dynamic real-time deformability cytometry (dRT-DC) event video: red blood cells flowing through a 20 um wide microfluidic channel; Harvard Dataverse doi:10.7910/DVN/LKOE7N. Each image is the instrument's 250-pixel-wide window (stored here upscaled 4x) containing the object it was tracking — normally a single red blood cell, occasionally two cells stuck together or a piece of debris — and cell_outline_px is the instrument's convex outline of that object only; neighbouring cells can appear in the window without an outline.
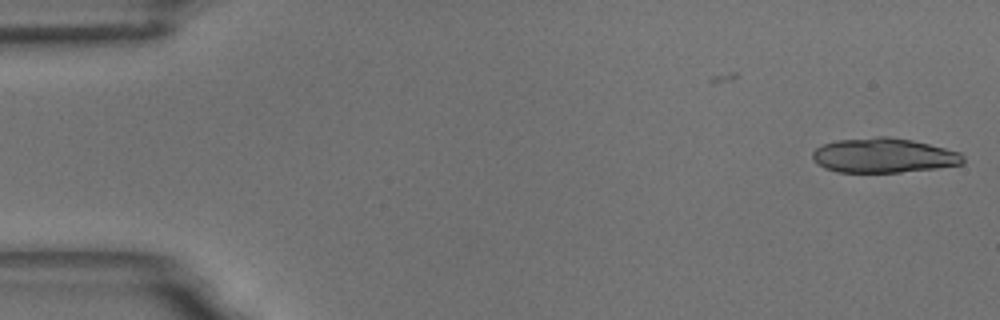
{"species": "common noctule bat (a hibernating species)", "species_latin": "Nyctalus noctula", "temperature_condition": "room temperature", "stored_images_in_passage": 17, "camera_frame_rate_fps": 3000, "um_per_image_px": 0.085, "animal": {"sex": "male", "body_mass_g": 18.8}, "frame": {"image": 1, "passage_image": 1, "time_ms": 0.0, "image_size_px": [1000, 320], "cell_outline_px": [[964, 164], [936, 168], [900, 172], [836, 172], [824, 168], [816, 164], [812, 160], [812, 152], [816, 148], [824, 144], [836, 140], [876, 136], [888, 136], [912, 140], [960, 152], [964, 156]], "centroid_in_image_um": [75.08, 13.21], "position_along_channel_um": 9.9, "area_um2": 30.58}}